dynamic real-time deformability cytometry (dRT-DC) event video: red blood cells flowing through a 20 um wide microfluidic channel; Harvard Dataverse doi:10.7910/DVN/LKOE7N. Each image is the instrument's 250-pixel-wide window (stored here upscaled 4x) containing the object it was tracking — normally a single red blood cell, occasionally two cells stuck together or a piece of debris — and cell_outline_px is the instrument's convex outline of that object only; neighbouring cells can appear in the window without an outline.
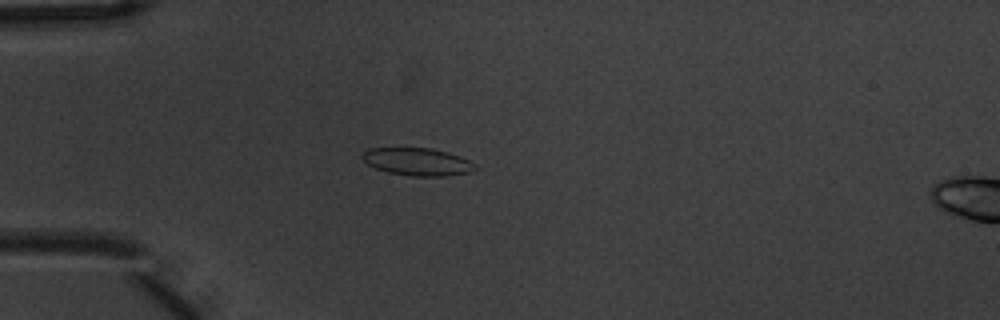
{"species": "common noctule bat (a hibernating species)", "species_latin": "Nyctalus noctula", "temperature_condition": "warm", "stored_images_in_passage": 5, "camera_frame_rate_fps": 3000, "um_per_image_px": 0.085, "animal": {"sex": "male", "body_mass_g": 20.1, "forearm_length_mm": 53.5}, "frame": {"image": 1, "passage_image": 4, "time_ms": 1.0, "image_size_px": [1000, 320], "cell_outline_px": [[480, 168], [468, 172], [444, 176], [412, 176], [388, 172], [376, 168], [368, 164], [360, 156], [368, 148], [432, 148], [460, 156], [476, 164]], "centroid_in_image_um": [35.5, 13.74], "position_along_channel_um": 49.5, "area_um2": 18.09}}